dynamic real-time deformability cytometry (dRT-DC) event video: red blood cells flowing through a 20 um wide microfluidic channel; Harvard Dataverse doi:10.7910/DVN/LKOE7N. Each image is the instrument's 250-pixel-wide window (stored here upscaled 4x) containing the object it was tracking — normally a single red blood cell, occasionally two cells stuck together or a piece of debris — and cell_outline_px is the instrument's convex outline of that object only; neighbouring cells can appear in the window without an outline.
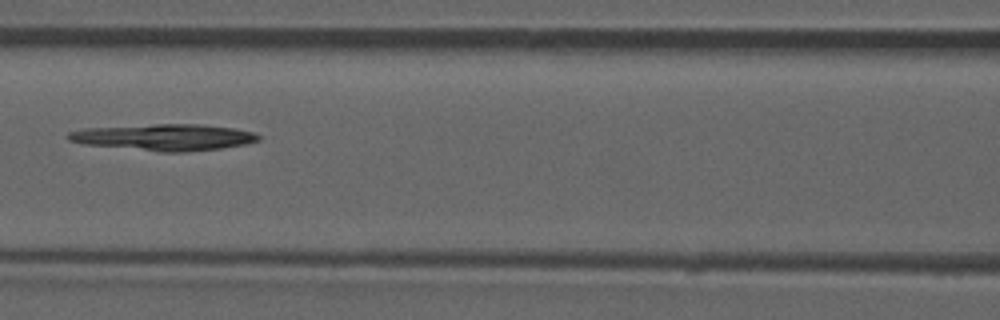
{"species": "common noctule bat (a hibernating species)", "species_latin": "Nyctalus noctula", "temperature_condition": "room temperature", "stored_images_in_passage": 7, "camera_frame_rate_fps": 3000, "um_per_image_px": 0.085, "animal": {"sex": "male", "forearm_length_mm": 52.5}, "frame": {"image": 1, "passage_image": 7, "time_ms": 7.0, "image_size_px": [1000, 320], "cell_outline_px": [[260, 140], [244, 144], [220, 148], [184, 152], [160, 152], [84, 144], [68, 140], [68, 132], [84, 128], [156, 124], [200, 124], [236, 128], [252, 132], [260, 136]], "centroid_in_image_um": [13.95, 11.66], "position_along_channel_um": 152.6, "area_um2": 29.25}}